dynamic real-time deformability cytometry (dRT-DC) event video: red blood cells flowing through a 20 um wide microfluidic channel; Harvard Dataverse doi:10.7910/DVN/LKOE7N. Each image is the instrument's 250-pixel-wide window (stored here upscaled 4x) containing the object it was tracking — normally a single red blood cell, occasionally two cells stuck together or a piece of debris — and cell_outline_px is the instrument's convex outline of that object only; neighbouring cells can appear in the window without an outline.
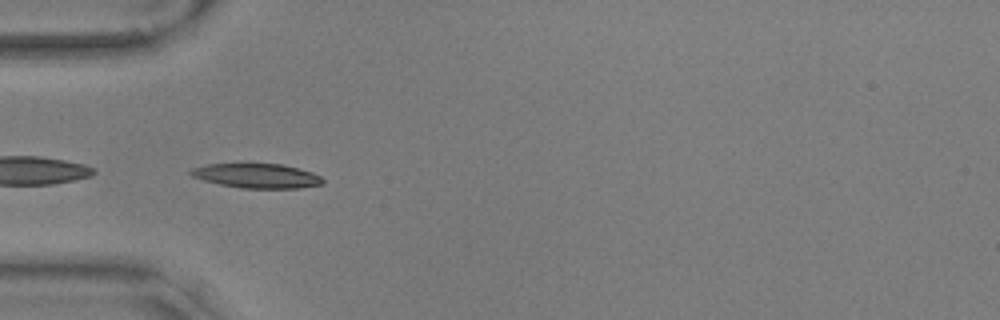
{"species": "common noctule bat (a hibernating species)", "species_latin": "Nyctalus noctula", "temperature_condition": "warm", "stored_images_in_passage": 40, "camera_frame_rate_fps": 3000, "um_per_image_px": 0.085, "animal": {"sex": "male", "body_mass_g": 17.9, "forearm_length_mm": 54.2}, "frame": {"image": 1, "passage_image": 1, "time_ms": 0.0, "image_size_px": [1000, 320], "cell_outline_px": [[324, 184], [300, 188], [240, 188], [220, 184], [204, 180], [192, 176], [188, 172], [192, 168], [208, 164], [284, 164], [312, 172], [320, 176], [324, 180]], "centroid_in_image_um": [21.86, 14.94], "position_along_channel_um": 63.1, "area_um2": 18.79}}
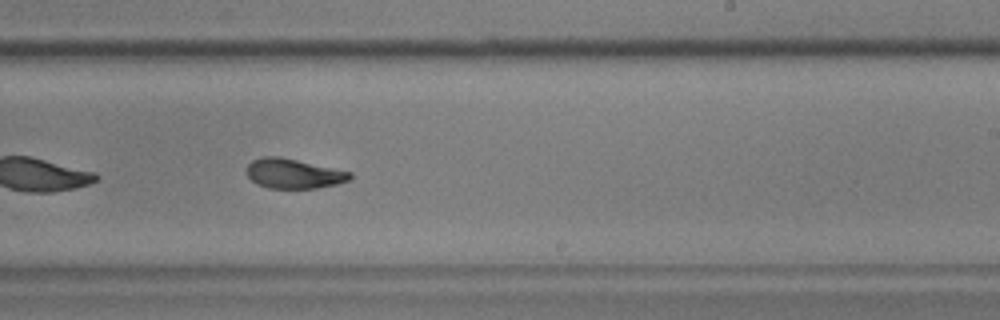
{"frame": {"image": 2, "passage_image": 18, "time_ms": 5.667, "image_size_px": [1000, 320], "cell_outline_px": [[352, 176], [348, 180], [336, 184], [316, 188], [268, 188], [256, 184], [248, 176], [248, 164], [252, 160], [264, 156], [280, 156], [352, 172]], "centroid_in_image_um": [24.95, 14.75], "position_along_channel_um": 264.1, "area_um2": 17.8}, "authors_computed_cell_mechanics": {"area_um2": 18.8428, "velocity_mm_per_s": 3.5644, "shape_relaxation_time_tau1_ms": 5.3664, "shape_relaxation_time_tau2_ms": 2.5567, "deformation_change_tau1": 0.1595, "deformation_change_tau2": 0.084}}